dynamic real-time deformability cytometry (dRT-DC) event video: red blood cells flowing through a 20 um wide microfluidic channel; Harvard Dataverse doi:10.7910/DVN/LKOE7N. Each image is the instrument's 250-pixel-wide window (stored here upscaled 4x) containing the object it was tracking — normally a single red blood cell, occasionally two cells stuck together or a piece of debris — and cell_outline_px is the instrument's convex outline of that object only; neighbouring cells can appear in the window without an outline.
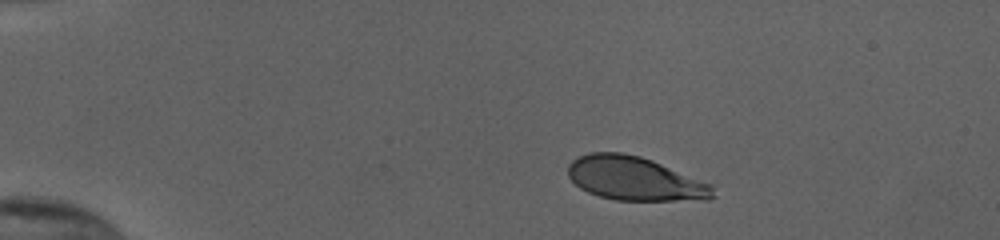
{"species": "human", "species_latin": "Homo sapiens", "temperature_condition": "cold", "stored_images_in_passage": 45, "camera_frame_rate_fps": 3000, "um_per_image_px": 0.085, "donor": {"sex": "female"}, "frame": {"image": 1, "passage_image": 1, "time_ms": 0.0, "image_size_px": [1000, 240], "cell_outline_px": [[716, 196], [708, 200], [616, 200], [600, 196], [588, 192], [580, 188], [568, 176], [568, 164], [572, 160], [588, 152], [620, 152], [640, 156], [652, 160], [712, 184]], "centroid_in_image_um": [53.97, 15.18], "position_along_channel_um": 31.0, "area_um2": 36.99}}
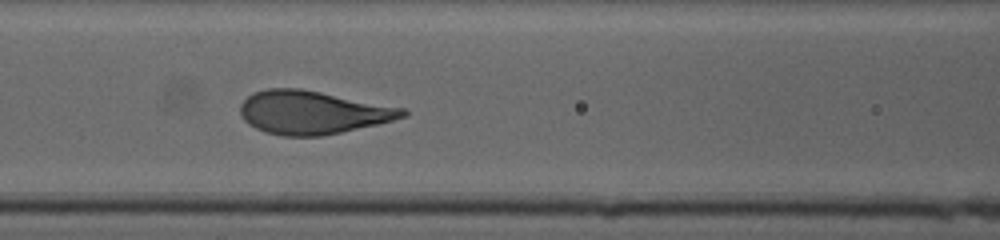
{"frame": {"image": 2, "passage_image": 16, "time_ms": 5.0, "image_size_px": [1000, 240], "cell_outline_px": [[408, 116], [376, 124], [340, 132], [320, 136], [280, 136], [264, 132], [248, 124], [244, 120], [240, 112], [240, 104], [252, 92], [268, 88], [300, 88], [404, 108], [408, 112]], "centroid_in_image_um": [26.52, 9.55], "position_along_channel_um": 140.1, "area_um2": 40.81}}
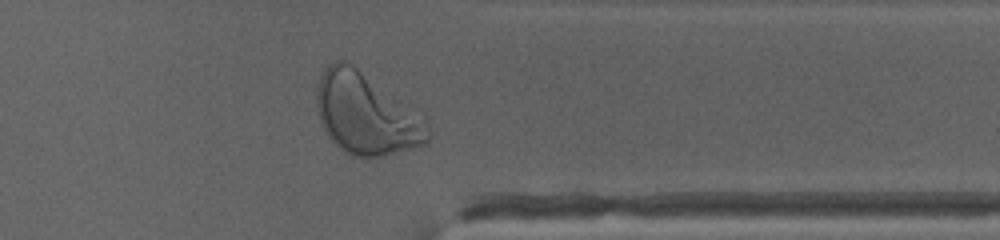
{"frame": {"image": 3, "passage_image": 35, "time_ms": 11.333, "image_size_px": [1000, 240], "cell_outline_px": [[428, 140], [424, 144], [384, 156], [352, 156], [344, 152], [328, 136], [320, 120], [316, 108], [316, 84], [324, 68], [328, 64], [336, 60], [340, 60], [352, 64], [424, 120], [428, 136]], "centroid_in_image_um": [31.0, 9.69], "position_along_channel_um": 380.4, "area_um2": 51.21}, "authors_computed_cell_mechanics": {"area_um2": 40.5756, "velocity_mm_per_s": 3.8281, "shape_relaxation_time_tau1_ms": 2.1876, "shape_relaxation_time_tau2_ms": null, "deformation_change_tau1": 0.157, "deformation_change_tau2": null}}